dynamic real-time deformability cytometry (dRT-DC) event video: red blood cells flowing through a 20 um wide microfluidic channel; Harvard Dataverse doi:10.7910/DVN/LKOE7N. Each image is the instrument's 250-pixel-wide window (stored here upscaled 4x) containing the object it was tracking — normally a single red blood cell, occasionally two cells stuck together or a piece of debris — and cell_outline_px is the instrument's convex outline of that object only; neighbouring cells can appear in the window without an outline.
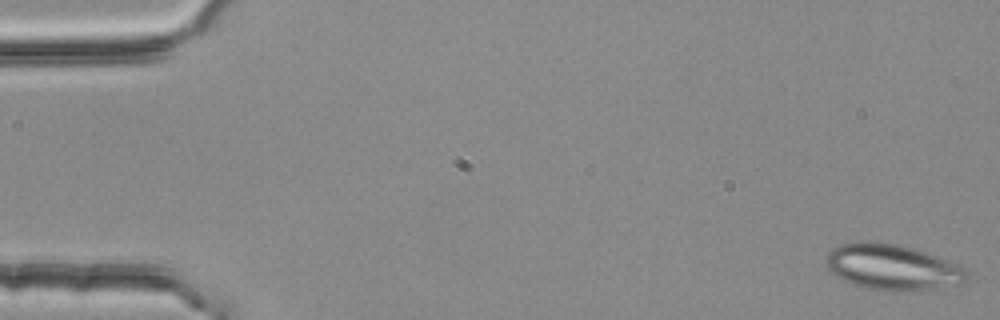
{"species": "common noctule bat (a hibernating species)", "species_latin": "Nyctalus noctula", "temperature_condition": "room temperature", "stored_images_in_passage": 52, "camera_frame_rate_fps": 3000, "um_per_image_px": 0.085, "animal": {"sex": "female", "body_mass_g": 25.1}, "frame": {"image": 1, "passage_image": 1, "time_ms": 0.0, "image_size_px": [1000, 320], "cell_outline_px": [[968, 276], [964, 284], [912, 292], [892, 292], [868, 288], [844, 280], [836, 276], [828, 268], [828, 252], [832, 248], [840, 244], [856, 240], [876, 240], [900, 244], [936, 256], [964, 268], [968, 272]], "centroid_in_image_um": [75.87, 22.7], "position_along_channel_um": 9.1, "area_um2": 37.92}}
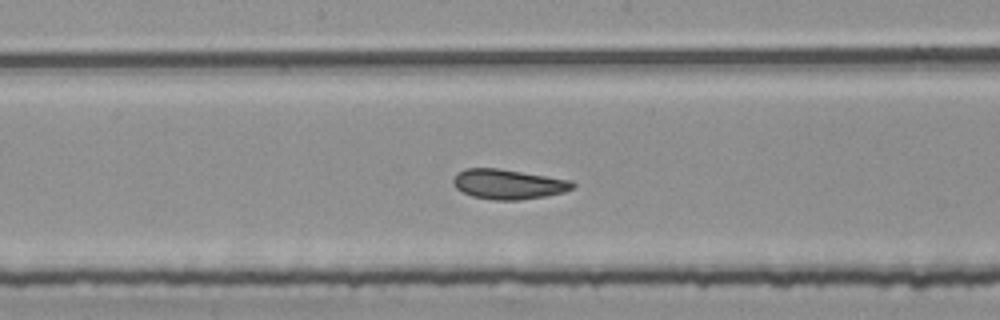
{"frame": {"image": 2, "passage_image": 28, "time_ms": 9.0, "image_size_px": [1000, 320], "cell_outline_px": [[576, 184], [572, 188], [564, 192], [544, 196], [520, 200], [496, 200], [472, 196], [456, 188], [452, 184], [452, 180], [464, 168], [496, 168], [572, 180]], "centroid_in_image_um": [43.21, 15.66], "position_along_channel_um": 205.0, "area_um2": 20.58}}
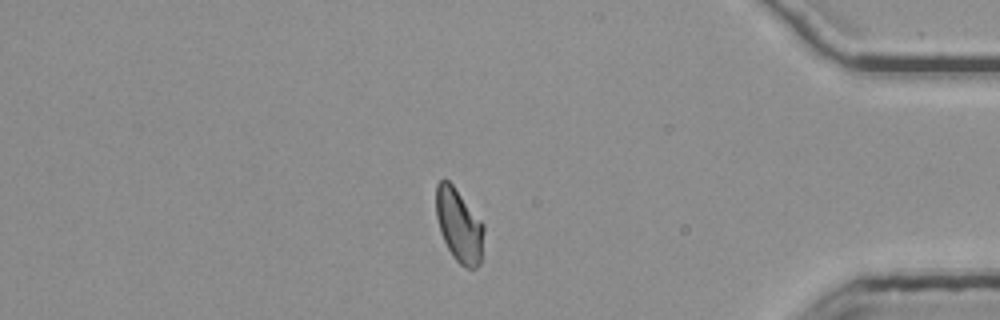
{"frame": {"image": 3, "passage_image": 46, "time_ms": 15.0, "image_size_px": [1000, 320], "cell_outline_px": [[484, 232], [480, 264], [476, 268], [468, 268], [460, 264], [452, 256], [440, 232], [436, 216], [436, 184], [440, 180], [448, 180], [452, 184], [484, 224]], "centroid_in_image_um": [39.02, 19.17], "position_along_channel_um": 396.2, "area_um2": 20.29}, "authors_computed_cell_mechanics": {"area_um2": 20.8658, "velocity_mm_per_s": 3.7821, "shape_relaxation_time_tau1_ms": null, "shape_relaxation_time_tau2_ms": 1.7918, "deformation_change_tau1": null, "deformation_change_tau2": 0.0829}}